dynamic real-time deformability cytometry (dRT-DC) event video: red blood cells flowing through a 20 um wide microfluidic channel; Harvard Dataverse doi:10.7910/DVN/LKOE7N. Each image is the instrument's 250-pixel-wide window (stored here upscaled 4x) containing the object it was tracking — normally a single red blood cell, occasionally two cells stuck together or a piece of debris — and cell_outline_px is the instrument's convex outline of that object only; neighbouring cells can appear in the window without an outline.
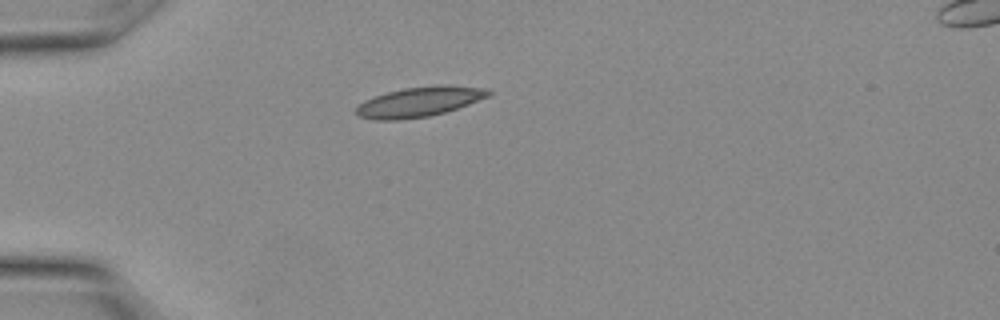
{"species": "Egyptian fruit bat (a non-hibernating species)", "species_latin": "Rousettus aegyptiacus", "temperature_condition": "warm", "stored_images_in_passage": 3, "camera_frame_rate_fps": 3000, "um_per_image_px": 0.085, "animal": {"sex": "female"}, "frame": {"image": 1, "passage_image": 1, "time_ms": 0.0, "image_size_px": [1000, 320], "cell_outline_px": [[492, 92], [488, 96], [468, 104], [444, 112], [428, 116], [400, 120], [376, 120], [356, 116], [356, 108], [364, 100], [388, 92], [404, 88], [440, 84], [448, 84], [484, 88]], "centroid_in_image_um": [35.62, 8.65], "position_along_channel_um": 49.4, "area_um2": 22.95}}